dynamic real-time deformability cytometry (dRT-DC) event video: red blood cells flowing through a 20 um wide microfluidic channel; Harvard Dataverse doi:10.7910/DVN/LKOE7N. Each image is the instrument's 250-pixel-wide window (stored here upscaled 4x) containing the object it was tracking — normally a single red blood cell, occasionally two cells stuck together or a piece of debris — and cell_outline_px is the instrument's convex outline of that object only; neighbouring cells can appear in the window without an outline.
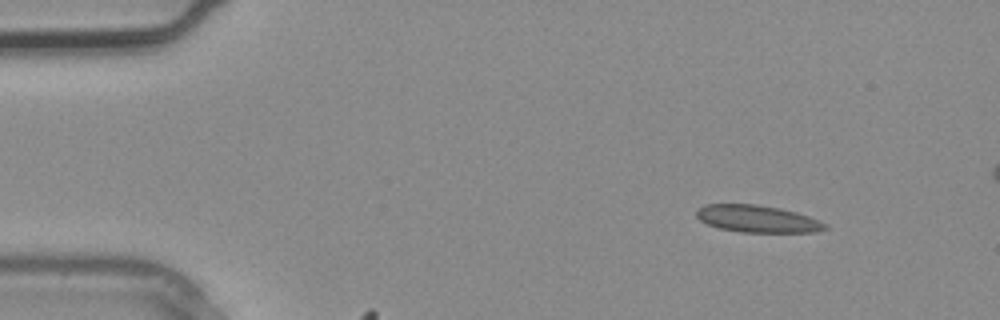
{"species": "common noctule bat (a hibernating species)", "species_latin": "Nyctalus noctula", "temperature_condition": "warm", "stored_images_in_passage": 4, "segment_of_instrument_passage": [2, 2], "camera_frame_rate_fps": 3000, "um_per_image_px": 0.085, "animal": {"sex": "male", "body_mass_g": 20.4}, "frame": {"image": 1, "passage_image": 4, "time_ms": 1.0, "image_size_px": [1000, 320], "cell_outline_px": [[828, 228], [816, 232], [740, 232], [720, 228], [708, 224], [700, 220], [696, 216], [696, 208], [704, 204], [756, 204], [780, 208], [796, 212], [808, 216], [828, 224]], "centroid_in_image_um": [64.37, 18.59], "position_along_channel_um": 20.6, "area_um2": 20.4}}